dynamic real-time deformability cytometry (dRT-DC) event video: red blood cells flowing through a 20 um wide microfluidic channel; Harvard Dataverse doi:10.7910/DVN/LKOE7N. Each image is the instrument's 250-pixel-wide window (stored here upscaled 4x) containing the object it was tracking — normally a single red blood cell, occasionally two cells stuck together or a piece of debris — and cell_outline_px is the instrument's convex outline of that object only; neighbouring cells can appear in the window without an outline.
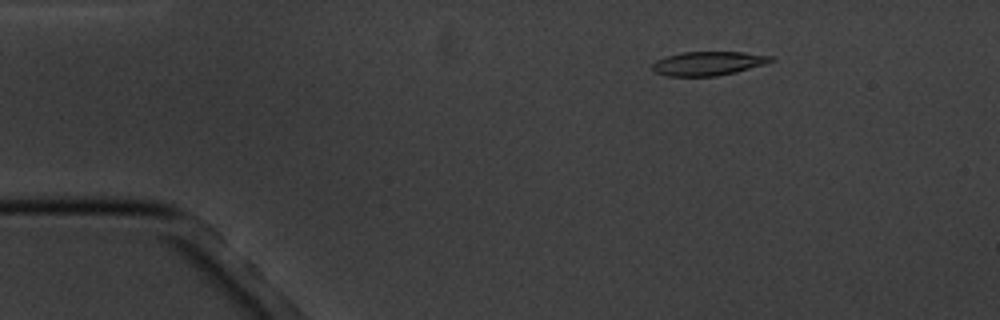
{"species": "common noctule bat (a hibernating species)", "species_latin": "Nyctalus noctula", "temperature_condition": "cold", "stored_images_in_passage": 12, "camera_frame_rate_fps": 3000, "um_per_image_px": 0.085, "animal": {"sex": "male", "body_mass_g": 20.1, "forearm_length_mm": 53.5}, "frame": {"image": 1, "passage_image": 3, "time_ms": 2.333, "image_size_px": [1000, 320], "cell_outline_px": [[776, 60], [764, 64], [736, 72], [716, 76], [668, 76], [652, 72], [652, 64], [656, 60], [668, 56], [684, 52], [744, 52], [772, 56]], "centroid_in_image_um": [60.19, 5.39], "position_along_channel_um": 24.8, "area_um2": 16.53}}
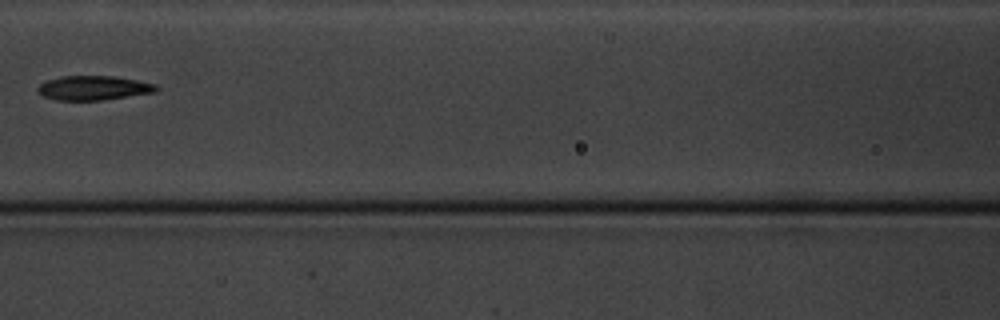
{"frame": {"image": 2, "passage_image": 8, "time_ms": 8.0, "image_size_px": [1000, 320], "cell_outline_px": [[160, 88], [152, 92], [104, 100], [56, 100], [44, 96], [36, 92], [36, 88], [40, 84], [48, 80], [60, 76], [116, 76], [156, 84]], "centroid_in_image_um": [7.91, 7.47], "position_along_channel_um": 158.7, "area_um2": 16.76}}
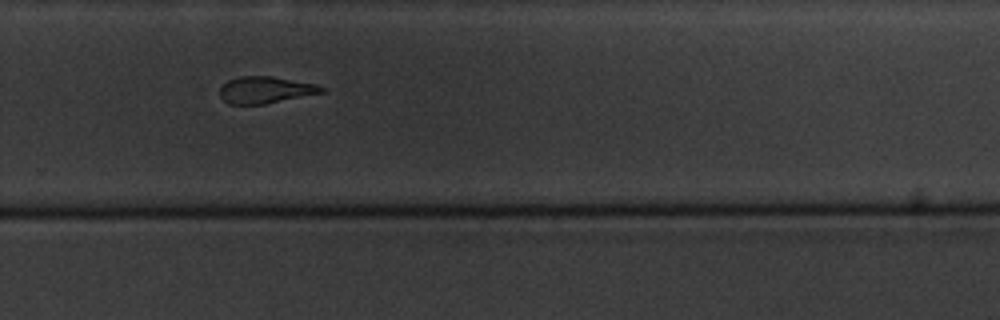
{"frame": {"image": 3, "passage_image": 12, "time_ms": 12.333, "image_size_px": [1000, 320], "cell_outline_px": [[324, 92], [264, 104], [228, 104], [220, 96], [220, 88], [228, 80], [240, 76], [272, 76], [316, 84], [324, 88]], "centroid_in_image_um": [22.54, 7.64], "position_along_channel_um": 307.3, "area_um2": 15.72}}